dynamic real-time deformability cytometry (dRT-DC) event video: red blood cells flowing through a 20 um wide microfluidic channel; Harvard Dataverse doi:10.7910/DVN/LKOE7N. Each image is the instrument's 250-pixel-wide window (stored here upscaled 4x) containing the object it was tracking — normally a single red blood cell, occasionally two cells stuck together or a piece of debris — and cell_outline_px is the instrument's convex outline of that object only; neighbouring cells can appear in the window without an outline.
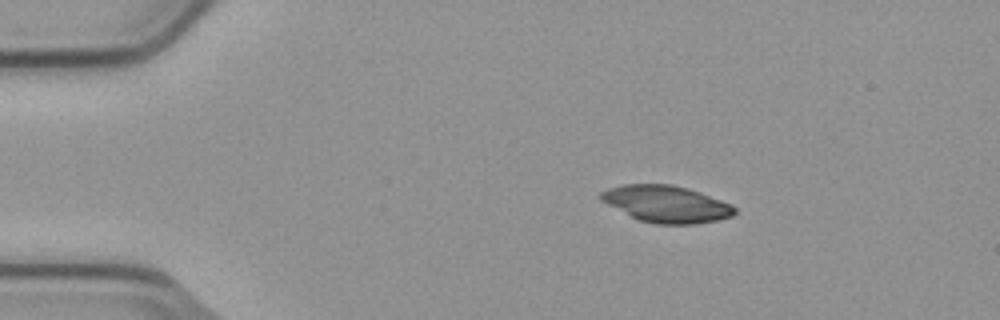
{"species": "common noctule bat (a hibernating species)", "species_latin": "Nyctalus noctula", "temperature_condition": "cold", "stored_images_in_passage": 3, "camera_frame_rate_fps": 3000, "um_per_image_px": 0.085, "animal": {"sex": "male", "body_mass_g": 23.1, "forearm_length_mm": 52.7}, "frame": {"image": 1, "passage_image": 1, "time_ms": 0.0, "image_size_px": [1000, 320], "cell_outline_px": [[736, 212], [732, 216], [716, 220], [696, 224], [656, 224], [640, 220], [600, 200], [596, 196], [600, 192], [608, 188], [624, 184], [672, 184], [688, 188], [700, 192], [732, 204], [736, 208]], "centroid_in_image_um": [56.64, 17.33], "position_along_channel_um": 28.4, "area_um2": 28.67}}